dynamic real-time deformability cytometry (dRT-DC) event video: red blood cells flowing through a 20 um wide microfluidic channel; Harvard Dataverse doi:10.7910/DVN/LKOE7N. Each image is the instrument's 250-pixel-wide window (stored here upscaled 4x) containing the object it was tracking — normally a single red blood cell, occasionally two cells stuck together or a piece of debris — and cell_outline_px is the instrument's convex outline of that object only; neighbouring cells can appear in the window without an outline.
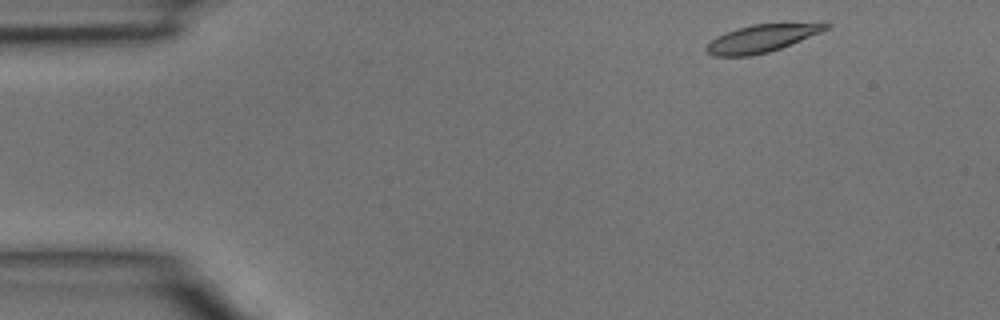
{"species": "common noctule bat (a hibernating species)", "species_latin": "Nyctalus noctula", "temperature_condition": "room temperature", "stored_images_in_passage": 2, "camera_frame_rate_fps": 3000, "um_per_image_px": 0.085, "animal": {"sex": "male", "body_mass_g": 15.6}, "frame": {"image": 1, "passage_image": 1, "time_ms": 0.0, "image_size_px": [1000, 320], "cell_outline_px": [[832, 24], [828, 28], [820, 32], [780, 48], [768, 52], [752, 56], [712, 56], [704, 48], [716, 36], [724, 32], [736, 28], [752, 24], [824, 20]], "centroid_in_image_um": [64.84, 3.2], "position_along_channel_um": 20.2, "area_um2": 19.88}}